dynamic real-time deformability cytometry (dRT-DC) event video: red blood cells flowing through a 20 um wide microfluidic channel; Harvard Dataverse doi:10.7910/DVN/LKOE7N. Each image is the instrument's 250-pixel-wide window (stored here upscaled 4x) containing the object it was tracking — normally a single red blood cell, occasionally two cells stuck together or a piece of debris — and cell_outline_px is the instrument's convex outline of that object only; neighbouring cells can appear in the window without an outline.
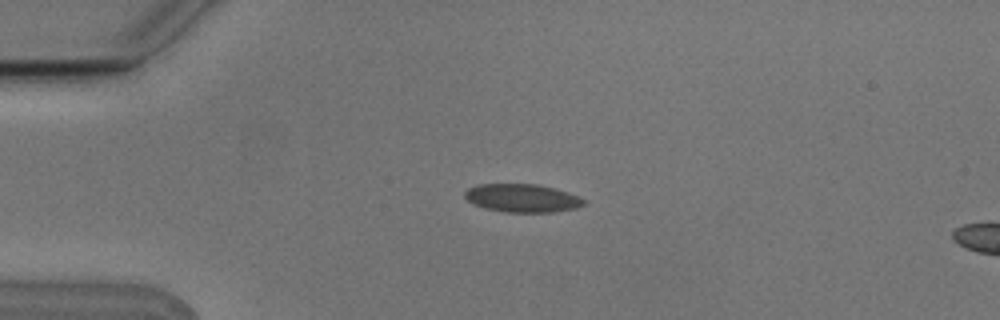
{"species": "Egyptian fruit bat (a non-hibernating species)", "species_latin": "Rousettus aegyptiacus", "temperature_condition": "cold", "stored_images_in_passage": 3, "camera_frame_rate_fps": 3000, "um_per_image_px": 0.085, "animal": {"sex": "male"}, "frame": {"image": 1, "passage_image": 2, "time_ms": 0.333, "image_size_px": [1000, 320], "cell_outline_px": [[584, 204], [576, 208], [552, 212], [504, 212], [484, 208], [468, 200], [464, 196], [464, 192], [468, 188], [480, 184], [536, 184], [568, 192], [584, 200]], "centroid_in_image_um": [44.36, 16.84], "position_along_channel_um": 40.6, "area_um2": 19.31}}